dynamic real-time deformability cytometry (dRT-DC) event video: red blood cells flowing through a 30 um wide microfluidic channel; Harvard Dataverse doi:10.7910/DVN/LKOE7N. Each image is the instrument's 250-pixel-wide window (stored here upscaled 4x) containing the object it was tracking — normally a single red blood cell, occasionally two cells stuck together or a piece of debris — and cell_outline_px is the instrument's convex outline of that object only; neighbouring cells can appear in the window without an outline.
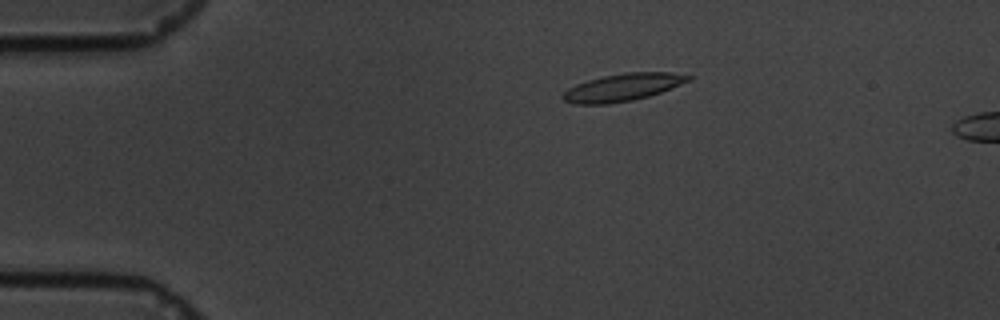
{"species": "common noctule bat (a hibernating species)", "species_latin": "Nyctalus noctula", "temperature_condition": "cold", "stored_images_in_passage": 12, "camera_frame_rate_fps": 3000, "um_per_image_px": 0.085, "animal": {"sex": "male", "body_mass_g": 19.5, "forearm_length_mm": 54.6}, "frame": {"image": 1, "passage_image": 7, "time_ms": 2.0, "image_size_px": [1000, 320], "cell_outline_px": [[692, 80], [660, 92], [648, 96], [632, 100], [608, 104], [576, 104], [564, 100], [560, 96], [568, 88], [576, 84], [588, 80], [604, 76], [624, 72], [672, 72], [692, 76]], "centroid_in_image_um": [52.93, 7.42], "position_along_channel_um": 32.1, "area_um2": 20.0}}